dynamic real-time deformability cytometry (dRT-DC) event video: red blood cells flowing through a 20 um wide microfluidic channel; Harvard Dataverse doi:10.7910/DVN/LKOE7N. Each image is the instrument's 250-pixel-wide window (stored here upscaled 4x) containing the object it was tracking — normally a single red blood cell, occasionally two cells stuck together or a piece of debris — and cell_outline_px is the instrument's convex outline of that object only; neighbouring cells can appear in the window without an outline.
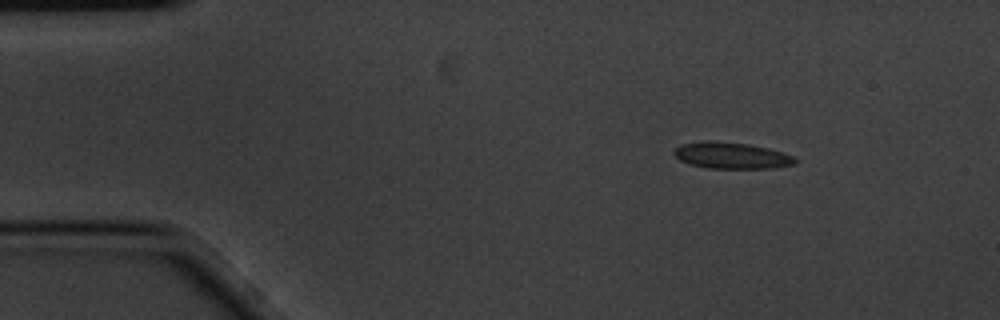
{"species": "common noctule bat (a hibernating species)", "species_latin": "Nyctalus noctula", "temperature_condition": "cold", "stored_images_in_passage": 8, "camera_frame_rate_fps": 3000, "um_per_image_px": 0.085, "animal": {"sex": "male", "body_mass_g": 20.1, "forearm_length_mm": 53.5}, "frame": {"image": 1, "passage_image": 2, "time_ms": 0.333, "image_size_px": [1000, 320], "cell_outline_px": [[796, 164], [772, 168], [708, 168], [688, 164], [680, 160], [672, 152], [680, 144], [704, 140], [716, 140], [748, 144], [768, 148], [792, 156], [796, 160]], "centroid_in_image_um": [62.12, 13.21], "position_along_channel_um": 22.9, "area_um2": 18.67}}
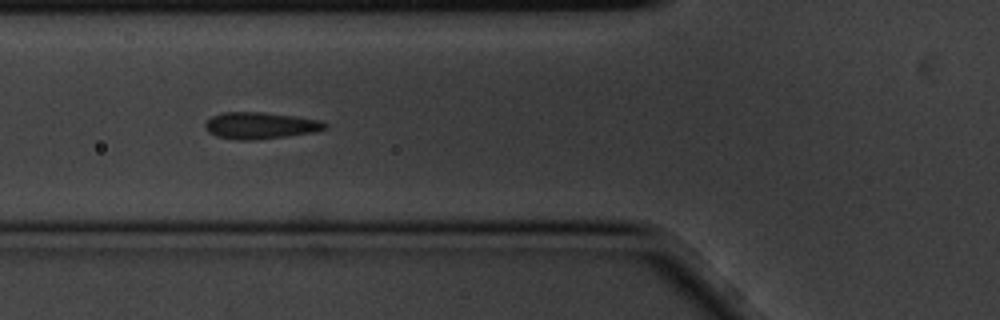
{"frame": {"image": 2, "passage_image": 6, "time_ms": 1.667, "image_size_px": [1000, 320], "cell_outline_px": [[328, 128], [312, 132], [256, 140], [236, 140], [216, 136], [208, 132], [204, 128], [204, 124], [212, 116], [220, 112], [264, 112], [320, 120], [328, 124]], "centroid_in_image_um": [22.08, 10.67], "position_along_channel_um": 103.7, "area_um2": 18.61}}
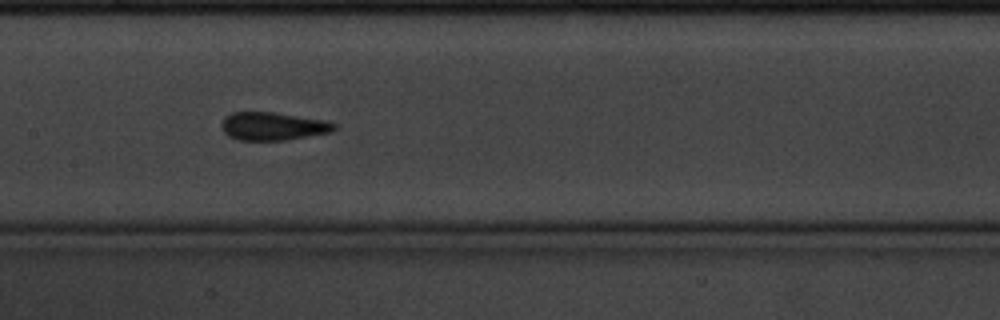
{"frame": {"image": 3, "passage_image": 8, "time_ms": 2.333, "image_size_px": [1000, 320], "cell_outline_px": [[336, 128], [332, 132], [284, 140], [236, 140], [228, 136], [224, 132], [220, 124], [224, 116], [232, 112], [272, 112], [324, 120], [336, 124]], "centroid_in_image_um": [23.15, 10.73], "position_along_channel_um": 184.3, "area_um2": 18.44}}